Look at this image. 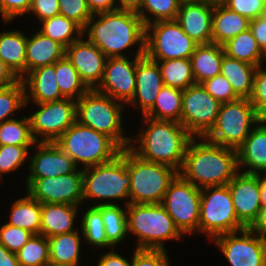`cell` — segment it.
Returning <instances> with one entry per match:
<instances>
[{
	"label": "cell",
	"mask_w": 266,
	"mask_h": 266,
	"mask_svg": "<svg viewBox=\"0 0 266 266\" xmlns=\"http://www.w3.org/2000/svg\"><path fill=\"white\" fill-rule=\"evenodd\" d=\"M87 39L107 57H125L122 50L139 44L145 52L146 26L136 11L118 9L93 15L83 29Z\"/></svg>",
	"instance_id": "6da1fadb"
},
{
	"label": "cell",
	"mask_w": 266,
	"mask_h": 266,
	"mask_svg": "<svg viewBox=\"0 0 266 266\" xmlns=\"http://www.w3.org/2000/svg\"><path fill=\"white\" fill-rule=\"evenodd\" d=\"M84 36L68 46L65 55L77 70L81 81L92 90L102 81L108 57Z\"/></svg>",
	"instance_id": "ac0fdd59"
},
{
	"label": "cell",
	"mask_w": 266,
	"mask_h": 266,
	"mask_svg": "<svg viewBox=\"0 0 266 266\" xmlns=\"http://www.w3.org/2000/svg\"><path fill=\"white\" fill-rule=\"evenodd\" d=\"M238 171L248 174L266 172V127L256 125L244 143L237 149ZM248 168V169H247Z\"/></svg>",
	"instance_id": "cb8c5ba5"
},
{
	"label": "cell",
	"mask_w": 266,
	"mask_h": 266,
	"mask_svg": "<svg viewBox=\"0 0 266 266\" xmlns=\"http://www.w3.org/2000/svg\"><path fill=\"white\" fill-rule=\"evenodd\" d=\"M33 145H2L0 146V177L17 170L26 161L29 148Z\"/></svg>",
	"instance_id": "ee69618b"
},
{
	"label": "cell",
	"mask_w": 266,
	"mask_h": 266,
	"mask_svg": "<svg viewBox=\"0 0 266 266\" xmlns=\"http://www.w3.org/2000/svg\"><path fill=\"white\" fill-rule=\"evenodd\" d=\"M126 207L128 233L137 237L136 249L166 250L165 241L182 238L161 204L129 203Z\"/></svg>",
	"instance_id": "277c9868"
},
{
	"label": "cell",
	"mask_w": 266,
	"mask_h": 266,
	"mask_svg": "<svg viewBox=\"0 0 266 266\" xmlns=\"http://www.w3.org/2000/svg\"><path fill=\"white\" fill-rule=\"evenodd\" d=\"M223 4L249 20L260 17L264 0H225Z\"/></svg>",
	"instance_id": "681fc988"
},
{
	"label": "cell",
	"mask_w": 266,
	"mask_h": 266,
	"mask_svg": "<svg viewBox=\"0 0 266 266\" xmlns=\"http://www.w3.org/2000/svg\"><path fill=\"white\" fill-rule=\"evenodd\" d=\"M25 86L21 79L0 88V123L13 119L12 114L26 107Z\"/></svg>",
	"instance_id": "7bdbcfd3"
},
{
	"label": "cell",
	"mask_w": 266,
	"mask_h": 266,
	"mask_svg": "<svg viewBox=\"0 0 266 266\" xmlns=\"http://www.w3.org/2000/svg\"><path fill=\"white\" fill-rule=\"evenodd\" d=\"M92 15L118 10L117 0H86Z\"/></svg>",
	"instance_id": "11a10c76"
},
{
	"label": "cell",
	"mask_w": 266,
	"mask_h": 266,
	"mask_svg": "<svg viewBox=\"0 0 266 266\" xmlns=\"http://www.w3.org/2000/svg\"><path fill=\"white\" fill-rule=\"evenodd\" d=\"M214 4L203 0H182L176 21L196 43H212Z\"/></svg>",
	"instance_id": "ffe728a7"
},
{
	"label": "cell",
	"mask_w": 266,
	"mask_h": 266,
	"mask_svg": "<svg viewBox=\"0 0 266 266\" xmlns=\"http://www.w3.org/2000/svg\"><path fill=\"white\" fill-rule=\"evenodd\" d=\"M36 153L29 157L27 178H47L66 175L78 168L74 161L55 142H37Z\"/></svg>",
	"instance_id": "44dd1931"
},
{
	"label": "cell",
	"mask_w": 266,
	"mask_h": 266,
	"mask_svg": "<svg viewBox=\"0 0 266 266\" xmlns=\"http://www.w3.org/2000/svg\"><path fill=\"white\" fill-rule=\"evenodd\" d=\"M206 91L220 103L233 102L240 97L225 76L219 74L201 83Z\"/></svg>",
	"instance_id": "f6af8a7d"
},
{
	"label": "cell",
	"mask_w": 266,
	"mask_h": 266,
	"mask_svg": "<svg viewBox=\"0 0 266 266\" xmlns=\"http://www.w3.org/2000/svg\"><path fill=\"white\" fill-rule=\"evenodd\" d=\"M260 17L266 20V0H264L263 8Z\"/></svg>",
	"instance_id": "e7e4bbea"
},
{
	"label": "cell",
	"mask_w": 266,
	"mask_h": 266,
	"mask_svg": "<svg viewBox=\"0 0 266 266\" xmlns=\"http://www.w3.org/2000/svg\"><path fill=\"white\" fill-rule=\"evenodd\" d=\"M29 116L21 119H10L0 123V146L2 145H35Z\"/></svg>",
	"instance_id": "f35d334b"
},
{
	"label": "cell",
	"mask_w": 266,
	"mask_h": 266,
	"mask_svg": "<svg viewBox=\"0 0 266 266\" xmlns=\"http://www.w3.org/2000/svg\"><path fill=\"white\" fill-rule=\"evenodd\" d=\"M0 266H20L17 254L8 251L1 243H0Z\"/></svg>",
	"instance_id": "91938a15"
},
{
	"label": "cell",
	"mask_w": 266,
	"mask_h": 266,
	"mask_svg": "<svg viewBox=\"0 0 266 266\" xmlns=\"http://www.w3.org/2000/svg\"><path fill=\"white\" fill-rule=\"evenodd\" d=\"M249 99L256 111L266 104V69L263 68V65L258 66L255 71L253 92Z\"/></svg>",
	"instance_id": "816d5d0a"
},
{
	"label": "cell",
	"mask_w": 266,
	"mask_h": 266,
	"mask_svg": "<svg viewBox=\"0 0 266 266\" xmlns=\"http://www.w3.org/2000/svg\"><path fill=\"white\" fill-rule=\"evenodd\" d=\"M256 124L266 127V104L256 111Z\"/></svg>",
	"instance_id": "6125c7cd"
},
{
	"label": "cell",
	"mask_w": 266,
	"mask_h": 266,
	"mask_svg": "<svg viewBox=\"0 0 266 266\" xmlns=\"http://www.w3.org/2000/svg\"><path fill=\"white\" fill-rule=\"evenodd\" d=\"M126 106L95 89L76 101V119L82 125L110 137L121 149L129 148L131 137H125L122 113Z\"/></svg>",
	"instance_id": "5b68a950"
},
{
	"label": "cell",
	"mask_w": 266,
	"mask_h": 266,
	"mask_svg": "<svg viewBox=\"0 0 266 266\" xmlns=\"http://www.w3.org/2000/svg\"><path fill=\"white\" fill-rule=\"evenodd\" d=\"M223 48L228 57L257 67L262 66L266 58L250 29L233 37L223 45Z\"/></svg>",
	"instance_id": "836d02e7"
},
{
	"label": "cell",
	"mask_w": 266,
	"mask_h": 266,
	"mask_svg": "<svg viewBox=\"0 0 266 266\" xmlns=\"http://www.w3.org/2000/svg\"><path fill=\"white\" fill-rule=\"evenodd\" d=\"M201 188L184 179L179 173L169 184L161 205L172 217L182 234L198 232Z\"/></svg>",
	"instance_id": "7c38bea8"
},
{
	"label": "cell",
	"mask_w": 266,
	"mask_h": 266,
	"mask_svg": "<svg viewBox=\"0 0 266 266\" xmlns=\"http://www.w3.org/2000/svg\"><path fill=\"white\" fill-rule=\"evenodd\" d=\"M51 266H79L81 237L78 230L48 238Z\"/></svg>",
	"instance_id": "f546056e"
},
{
	"label": "cell",
	"mask_w": 266,
	"mask_h": 266,
	"mask_svg": "<svg viewBox=\"0 0 266 266\" xmlns=\"http://www.w3.org/2000/svg\"><path fill=\"white\" fill-rule=\"evenodd\" d=\"M156 62L158 63L165 86L185 90L187 87L196 84L192 73V63L190 58Z\"/></svg>",
	"instance_id": "d590c367"
},
{
	"label": "cell",
	"mask_w": 266,
	"mask_h": 266,
	"mask_svg": "<svg viewBox=\"0 0 266 266\" xmlns=\"http://www.w3.org/2000/svg\"><path fill=\"white\" fill-rule=\"evenodd\" d=\"M237 172L236 149L213 144L204 138H192L178 173L196 187L203 188L227 185Z\"/></svg>",
	"instance_id": "7a4b0ae2"
},
{
	"label": "cell",
	"mask_w": 266,
	"mask_h": 266,
	"mask_svg": "<svg viewBox=\"0 0 266 266\" xmlns=\"http://www.w3.org/2000/svg\"><path fill=\"white\" fill-rule=\"evenodd\" d=\"M224 55L225 51L221 45L214 43L198 45L190 58L195 82L201 84L219 75Z\"/></svg>",
	"instance_id": "f1b7e54d"
},
{
	"label": "cell",
	"mask_w": 266,
	"mask_h": 266,
	"mask_svg": "<svg viewBox=\"0 0 266 266\" xmlns=\"http://www.w3.org/2000/svg\"><path fill=\"white\" fill-rule=\"evenodd\" d=\"M26 42L21 30L0 33V58L21 80L26 75Z\"/></svg>",
	"instance_id": "83f0119b"
},
{
	"label": "cell",
	"mask_w": 266,
	"mask_h": 266,
	"mask_svg": "<svg viewBox=\"0 0 266 266\" xmlns=\"http://www.w3.org/2000/svg\"><path fill=\"white\" fill-rule=\"evenodd\" d=\"M198 45L176 20H161L146 25L145 55L153 61L191 58Z\"/></svg>",
	"instance_id": "8fae6325"
},
{
	"label": "cell",
	"mask_w": 266,
	"mask_h": 266,
	"mask_svg": "<svg viewBox=\"0 0 266 266\" xmlns=\"http://www.w3.org/2000/svg\"><path fill=\"white\" fill-rule=\"evenodd\" d=\"M22 81L26 91V105L31 100L35 104H40L65 98L58 87L55 63L30 71Z\"/></svg>",
	"instance_id": "603a6c76"
},
{
	"label": "cell",
	"mask_w": 266,
	"mask_h": 266,
	"mask_svg": "<svg viewBox=\"0 0 266 266\" xmlns=\"http://www.w3.org/2000/svg\"><path fill=\"white\" fill-rule=\"evenodd\" d=\"M260 198L261 205H266V174L260 175Z\"/></svg>",
	"instance_id": "be15d7a7"
},
{
	"label": "cell",
	"mask_w": 266,
	"mask_h": 266,
	"mask_svg": "<svg viewBox=\"0 0 266 266\" xmlns=\"http://www.w3.org/2000/svg\"><path fill=\"white\" fill-rule=\"evenodd\" d=\"M249 229L261 237L266 238V205L261 206L256 220Z\"/></svg>",
	"instance_id": "6f0895ef"
},
{
	"label": "cell",
	"mask_w": 266,
	"mask_h": 266,
	"mask_svg": "<svg viewBox=\"0 0 266 266\" xmlns=\"http://www.w3.org/2000/svg\"><path fill=\"white\" fill-rule=\"evenodd\" d=\"M82 216L80 232H82L85 241L94 247L114 249L107 240L101 211L92 205Z\"/></svg>",
	"instance_id": "ab89813d"
},
{
	"label": "cell",
	"mask_w": 266,
	"mask_h": 266,
	"mask_svg": "<svg viewBox=\"0 0 266 266\" xmlns=\"http://www.w3.org/2000/svg\"><path fill=\"white\" fill-rule=\"evenodd\" d=\"M117 1H118V9H123V10L137 11L142 4V0H117Z\"/></svg>",
	"instance_id": "94428289"
},
{
	"label": "cell",
	"mask_w": 266,
	"mask_h": 266,
	"mask_svg": "<svg viewBox=\"0 0 266 266\" xmlns=\"http://www.w3.org/2000/svg\"><path fill=\"white\" fill-rule=\"evenodd\" d=\"M144 55L145 52L136 50L133 61H130L127 56L108 57L102 81L95 90L126 106L134 96L136 89L137 56Z\"/></svg>",
	"instance_id": "e0dca14e"
},
{
	"label": "cell",
	"mask_w": 266,
	"mask_h": 266,
	"mask_svg": "<svg viewBox=\"0 0 266 266\" xmlns=\"http://www.w3.org/2000/svg\"><path fill=\"white\" fill-rule=\"evenodd\" d=\"M30 231L7 223L0 227V243L10 252L17 253L31 238Z\"/></svg>",
	"instance_id": "7dc6e473"
},
{
	"label": "cell",
	"mask_w": 266,
	"mask_h": 266,
	"mask_svg": "<svg viewBox=\"0 0 266 266\" xmlns=\"http://www.w3.org/2000/svg\"><path fill=\"white\" fill-rule=\"evenodd\" d=\"M60 15L73 20L82 29L93 16L87 6L86 0H58Z\"/></svg>",
	"instance_id": "bcb514c9"
},
{
	"label": "cell",
	"mask_w": 266,
	"mask_h": 266,
	"mask_svg": "<svg viewBox=\"0 0 266 266\" xmlns=\"http://www.w3.org/2000/svg\"><path fill=\"white\" fill-rule=\"evenodd\" d=\"M32 0H0V14L7 24L17 16L27 14L31 8Z\"/></svg>",
	"instance_id": "f907efd6"
},
{
	"label": "cell",
	"mask_w": 266,
	"mask_h": 266,
	"mask_svg": "<svg viewBox=\"0 0 266 266\" xmlns=\"http://www.w3.org/2000/svg\"><path fill=\"white\" fill-rule=\"evenodd\" d=\"M120 204H94L100 211L108 242L114 247L128 235L127 207ZM125 210V211H124Z\"/></svg>",
	"instance_id": "e575fe53"
},
{
	"label": "cell",
	"mask_w": 266,
	"mask_h": 266,
	"mask_svg": "<svg viewBox=\"0 0 266 266\" xmlns=\"http://www.w3.org/2000/svg\"><path fill=\"white\" fill-rule=\"evenodd\" d=\"M30 13L36 15L40 22L59 15L58 0H32Z\"/></svg>",
	"instance_id": "f5cc1de1"
},
{
	"label": "cell",
	"mask_w": 266,
	"mask_h": 266,
	"mask_svg": "<svg viewBox=\"0 0 266 266\" xmlns=\"http://www.w3.org/2000/svg\"><path fill=\"white\" fill-rule=\"evenodd\" d=\"M181 2L182 0H142L140 8L136 12L145 26L156 21L175 20ZM148 14L153 16V21Z\"/></svg>",
	"instance_id": "b9f144b4"
},
{
	"label": "cell",
	"mask_w": 266,
	"mask_h": 266,
	"mask_svg": "<svg viewBox=\"0 0 266 266\" xmlns=\"http://www.w3.org/2000/svg\"><path fill=\"white\" fill-rule=\"evenodd\" d=\"M203 1L210 2L213 4H220V3H223L225 0H203Z\"/></svg>",
	"instance_id": "03108f58"
},
{
	"label": "cell",
	"mask_w": 266,
	"mask_h": 266,
	"mask_svg": "<svg viewBox=\"0 0 266 266\" xmlns=\"http://www.w3.org/2000/svg\"><path fill=\"white\" fill-rule=\"evenodd\" d=\"M57 146L83 168L112 161L121 148L106 134L75 122L56 141Z\"/></svg>",
	"instance_id": "8992f818"
},
{
	"label": "cell",
	"mask_w": 266,
	"mask_h": 266,
	"mask_svg": "<svg viewBox=\"0 0 266 266\" xmlns=\"http://www.w3.org/2000/svg\"><path fill=\"white\" fill-rule=\"evenodd\" d=\"M7 224L26 229L33 234H40L41 203L28 193L26 196L16 199L11 206Z\"/></svg>",
	"instance_id": "1f68e13d"
},
{
	"label": "cell",
	"mask_w": 266,
	"mask_h": 266,
	"mask_svg": "<svg viewBox=\"0 0 266 266\" xmlns=\"http://www.w3.org/2000/svg\"><path fill=\"white\" fill-rule=\"evenodd\" d=\"M66 48L37 31L26 42V75L39 67L54 64L63 58Z\"/></svg>",
	"instance_id": "484cf974"
},
{
	"label": "cell",
	"mask_w": 266,
	"mask_h": 266,
	"mask_svg": "<svg viewBox=\"0 0 266 266\" xmlns=\"http://www.w3.org/2000/svg\"><path fill=\"white\" fill-rule=\"evenodd\" d=\"M25 182L26 193L41 204L82 205L83 169L57 177L26 178Z\"/></svg>",
	"instance_id": "9a60e30c"
},
{
	"label": "cell",
	"mask_w": 266,
	"mask_h": 266,
	"mask_svg": "<svg viewBox=\"0 0 266 266\" xmlns=\"http://www.w3.org/2000/svg\"><path fill=\"white\" fill-rule=\"evenodd\" d=\"M212 240L231 266H266V238L249 228L222 234Z\"/></svg>",
	"instance_id": "2e32d148"
},
{
	"label": "cell",
	"mask_w": 266,
	"mask_h": 266,
	"mask_svg": "<svg viewBox=\"0 0 266 266\" xmlns=\"http://www.w3.org/2000/svg\"><path fill=\"white\" fill-rule=\"evenodd\" d=\"M245 229L239 222L228 185L201 188L198 234L216 236Z\"/></svg>",
	"instance_id": "30bf717a"
},
{
	"label": "cell",
	"mask_w": 266,
	"mask_h": 266,
	"mask_svg": "<svg viewBox=\"0 0 266 266\" xmlns=\"http://www.w3.org/2000/svg\"><path fill=\"white\" fill-rule=\"evenodd\" d=\"M239 222L249 228L261 208L260 175L238 171L227 184Z\"/></svg>",
	"instance_id": "d6986e66"
},
{
	"label": "cell",
	"mask_w": 266,
	"mask_h": 266,
	"mask_svg": "<svg viewBox=\"0 0 266 266\" xmlns=\"http://www.w3.org/2000/svg\"><path fill=\"white\" fill-rule=\"evenodd\" d=\"M255 125V107L250 99L240 98L221 103L214 125L203 138L213 144L237 150Z\"/></svg>",
	"instance_id": "9c48e42d"
},
{
	"label": "cell",
	"mask_w": 266,
	"mask_h": 266,
	"mask_svg": "<svg viewBox=\"0 0 266 266\" xmlns=\"http://www.w3.org/2000/svg\"><path fill=\"white\" fill-rule=\"evenodd\" d=\"M55 74L59 90L65 98L77 101L89 90L66 55L55 62Z\"/></svg>",
	"instance_id": "74e56055"
},
{
	"label": "cell",
	"mask_w": 266,
	"mask_h": 266,
	"mask_svg": "<svg viewBox=\"0 0 266 266\" xmlns=\"http://www.w3.org/2000/svg\"><path fill=\"white\" fill-rule=\"evenodd\" d=\"M135 84L134 96L128 104L139 107L143 116L154 105L158 93L164 86L158 63L146 55L137 56Z\"/></svg>",
	"instance_id": "7402d4cb"
},
{
	"label": "cell",
	"mask_w": 266,
	"mask_h": 266,
	"mask_svg": "<svg viewBox=\"0 0 266 266\" xmlns=\"http://www.w3.org/2000/svg\"><path fill=\"white\" fill-rule=\"evenodd\" d=\"M142 118L147 127L131 138L129 148L141 159L171 166L179 172L187 145L193 137L179 122ZM134 142H138L137 147Z\"/></svg>",
	"instance_id": "3957f363"
},
{
	"label": "cell",
	"mask_w": 266,
	"mask_h": 266,
	"mask_svg": "<svg viewBox=\"0 0 266 266\" xmlns=\"http://www.w3.org/2000/svg\"><path fill=\"white\" fill-rule=\"evenodd\" d=\"M16 254L20 266H48L50 265L48 238L42 234H33Z\"/></svg>",
	"instance_id": "60d3db41"
},
{
	"label": "cell",
	"mask_w": 266,
	"mask_h": 266,
	"mask_svg": "<svg viewBox=\"0 0 266 266\" xmlns=\"http://www.w3.org/2000/svg\"><path fill=\"white\" fill-rule=\"evenodd\" d=\"M257 66L223 56L220 74L225 76L240 98H250Z\"/></svg>",
	"instance_id": "4dcf8cb0"
},
{
	"label": "cell",
	"mask_w": 266,
	"mask_h": 266,
	"mask_svg": "<svg viewBox=\"0 0 266 266\" xmlns=\"http://www.w3.org/2000/svg\"><path fill=\"white\" fill-rule=\"evenodd\" d=\"M97 266H132V259L130 263L125 257L115 252L114 248L110 252L101 255Z\"/></svg>",
	"instance_id": "9f6ffc18"
},
{
	"label": "cell",
	"mask_w": 266,
	"mask_h": 266,
	"mask_svg": "<svg viewBox=\"0 0 266 266\" xmlns=\"http://www.w3.org/2000/svg\"><path fill=\"white\" fill-rule=\"evenodd\" d=\"M36 106L39 107L38 110L29 119L32 135L37 142H55L77 121L74 99L63 98Z\"/></svg>",
	"instance_id": "5bb4252c"
},
{
	"label": "cell",
	"mask_w": 266,
	"mask_h": 266,
	"mask_svg": "<svg viewBox=\"0 0 266 266\" xmlns=\"http://www.w3.org/2000/svg\"><path fill=\"white\" fill-rule=\"evenodd\" d=\"M250 28V20L223 3L214 4L212 15V43L223 46L239 33Z\"/></svg>",
	"instance_id": "4316f807"
},
{
	"label": "cell",
	"mask_w": 266,
	"mask_h": 266,
	"mask_svg": "<svg viewBox=\"0 0 266 266\" xmlns=\"http://www.w3.org/2000/svg\"><path fill=\"white\" fill-rule=\"evenodd\" d=\"M78 207L58 203L41 204L40 234L50 238L54 235L76 231L74 221L78 215Z\"/></svg>",
	"instance_id": "d4e9b609"
},
{
	"label": "cell",
	"mask_w": 266,
	"mask_h": 266,
	"mask_svg": "<svg viewBox=\"0 0 266 266\" xmlns=\"http://www.w3.org/2000/svg\"><path fill=\"white\" fill-rule=\"evenodd\" d=\"M132 266H170L167 250L134 249Z\"/></svg>",
	"instance_id": "c3c4849f"
},
{
	"label": "cell",
	"mask_w": 266,
	"mask_h": 266,
	"mask_svg": "<svg viewBox=\"0 0 266 266\" xmlns=\"http://www.w3.org/2000/svg\"><path fill=\"white\" fill-rule=\"evenodd\" d=\"M126 165L131 178L129 203L161 204L178 171L171 166L141 159L126 148Z\"/></svg>",
	"instance_id": "52a82bcc"
},
{
	"label": "cell",
	"mask_w": 266,
	"mask_h": 266,
	"mask_svg": "<svg viewBox=\"0 0 266 266\" xmlns=\"http://www.w3.org/2000/svg\"><path fill=\"white\" fill-rule=\"evenodd\" d=\"M221 103L202 84L183 90L181 124L193 138H203L212 128Z\"/></svg>",
	"instance_id": "4fadbf2b"
},
{
	"label": "cell",
	"mask_w": 266,
	"mask_h": 266,
	"mask_svg": "<svg viewBox=\"0 0 266 266\" xmlns=\"http://www.w3.org/2000/svg\"><path fill=\"white\" fill-rule=\"evenodd\" d=\"M41 24L42 28L38 31L59 42L65 48L83 36V29L77 23L60 14L41 21Z\"/></svg>",
	"instance_id": "8d00e7d4"
},
{
	"label": "cell",
	"mask_w": 266,
	"mask_h": 266,
	"mask_svg": "<svg viewBox=\"0 0 266 266\" xmlns=\"http://www.w3.org/2000/svg\"><path fill=\"white\" fill-rule=\"evenodd\" d=\"M249 29L252 31L259 48L266 55V20L262 17L250 20Z\"/></svg>",
	"instance_id": "db71d44e"
},
{
	"label": "cell",
	"mask_w": 266,
	"mask_h": 266,
	"mask_svg": "<svg viewBox=\"0 0 266 266\" xmlns=\"http://www.w3.org/2000/svg\"><path fill=\"white\" fill-rule=\"evenodd\" d=\"M131 178L126 165V148L110 162L83 169V201L99 199V204H116L122 200L129 204ZM106 199L110 202H106Z\"/></svg>",
	"instance_id": "ba28073f"
},
{
	"label": "cell",
	"mask_w": 266,
	"mask_h": 266,
	"mask_svg": "<svg viewBox=\"0 0 266 266\" xmlns=\"http://www.w3.org/2000/svg\"><path fill=\"white\" fill-rule=\"evenodd\" d=\"M18 80L19 78L12 72V70L0 58V88L12 85Z\"/></svg>",
	"instance_id": "680465c9"
},
{
	"label": "cell",
	"mask_w": 266,
	"mask_h": 266,
	"mask_svg": "<svg viewBox=\"0 0 266 266\" xmlns=\"http://www.w3.org/2000/svg\"><path fill=\"white\" fill-rule=\"evenodd\" d=\"M182 96L183 90L164 85L154 105L143 116L181 123Z\"/></svg>",
	"instance_id": "d6a6232c"
}]
</instances>
